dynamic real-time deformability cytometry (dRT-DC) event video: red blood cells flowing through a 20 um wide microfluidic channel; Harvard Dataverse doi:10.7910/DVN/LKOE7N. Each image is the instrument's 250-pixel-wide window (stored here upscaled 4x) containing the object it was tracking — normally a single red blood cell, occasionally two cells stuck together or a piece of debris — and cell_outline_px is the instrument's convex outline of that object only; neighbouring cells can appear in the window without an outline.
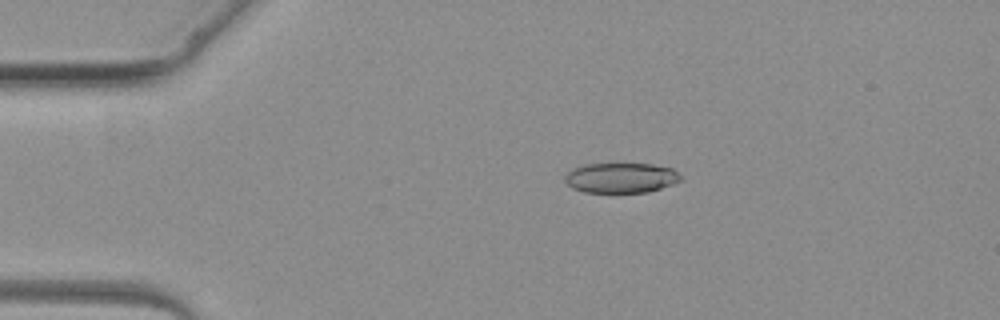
{"species": "common noctule bat (a hibernating species)", "species_latin": "Nyctalus noctula", "temperature_condition": "warm", "stored_images_in_passage": 3, "camera_frame_rate_fps": 3000, "um_per_image_px": 0.085, "animal": {"sex": "female", "body_mass_g": 19.3, "forearm_length_mm": 54.1}, "frame": {"image": 1, "passage_image": 2, "time_ms": 2.0, "image_size_px": [1000, 320], "cell_outline_px": [[680, 180], [672, 184], [648, 192], [584, 192], [572, 188], [564, 180], [564, 176], [572, 168], [584, 164], [652, 164], [672, 168], [680, 176]], "centroid_in_image_um": [52.74, 15.11], "position_along_channel_um": 32.3, "area_um2": 20.17}}